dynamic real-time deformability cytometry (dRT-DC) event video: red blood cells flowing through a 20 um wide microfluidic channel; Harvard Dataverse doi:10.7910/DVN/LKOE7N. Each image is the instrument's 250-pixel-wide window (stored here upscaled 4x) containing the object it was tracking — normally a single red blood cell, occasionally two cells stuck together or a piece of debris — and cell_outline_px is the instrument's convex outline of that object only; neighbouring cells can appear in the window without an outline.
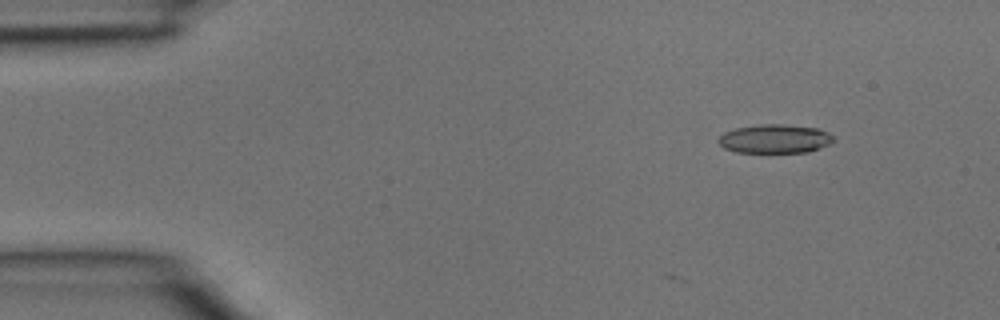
{"species": "common noctule bat (a hibernating species)", "species_latin": "Nyctalus noctula", "temperature_condition": "room temperature", "stored_images_in_passage": 2, "camera_frame_rate_fps": 3000, "um_per_image_px": 0.085, "animal": {"sex": "male", "body_mass_g": 15.6}, "frame": {"image": 1, "passage_image": 1, "time_ms": 0.0, "image_size_px": [1000, 320], "cell_outline_px": [[836, 140], [828, 144], [808, 152], [736, 152], [724, 148], [716, 140], [724, 132], [736, 128], [760, 124], [780, 124], [820, 128], [828, 132]], "centroid_in_image_um": [65.86, 11.79], "position_along_channel_um": 19.1, "area_um2": 19.31}}